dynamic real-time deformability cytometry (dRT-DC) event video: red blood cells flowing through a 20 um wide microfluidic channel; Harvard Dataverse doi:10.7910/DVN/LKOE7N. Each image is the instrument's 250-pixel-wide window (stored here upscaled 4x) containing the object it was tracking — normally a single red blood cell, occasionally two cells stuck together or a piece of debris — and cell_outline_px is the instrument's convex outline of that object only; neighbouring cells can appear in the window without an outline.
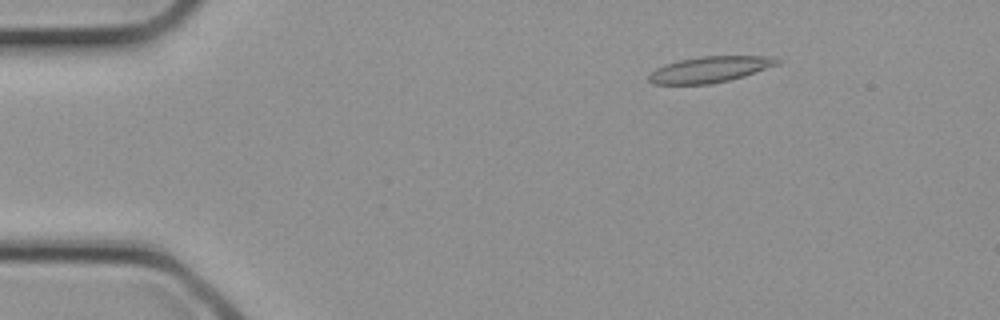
{"species": "common noctule bat (a hibernating species)", "species_latin": "Nyctalus noctula", "temperature_condition": "cold", "stored_images_in_passage": 20, "camera_frame_rate_fps": 3000, "um_per_image_px": 0.085, "animal": {"sex": "female", "body_mass_g": 21.9}, "frame": {"image": 1, "passage_image": 4, "time_ms": 1.0, "image_size_px": [1000, 320], "cell_outline_px": [[780, 64], [744, 76], [728, 80], [708, 84], [652, 84], [648, 80], [648, 72], [664, 64], [680, 60], [700, 56], [776, 56], [780, 60]], "centroid_in_image_um": [60.33, 5.89], "position_along_channel_um": 24.7, "area_um2": 19.59}}
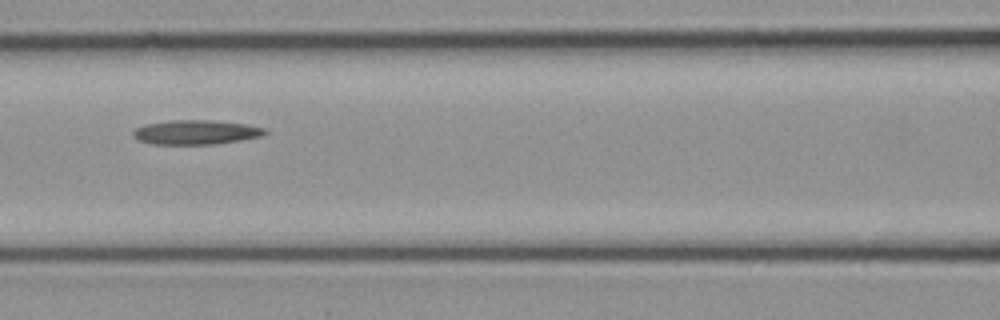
{"frame": {"image": 2, "passage_image": 13, "time_ms": 4.0, "image_size_px": [1000, 320], "cell_outline_px": [[268, 132], [264, 136], [216, 144], [152, 144], [136, 140], [132, 136], [132, 132], [136, 128], [144, 124], [172, 120], [208, 120], [244, 124], [264, 128]], "centroid_in_image_um": [16.61, 11.25], "position_along_channel_um": 150.0, "area_um2": 18.79}}
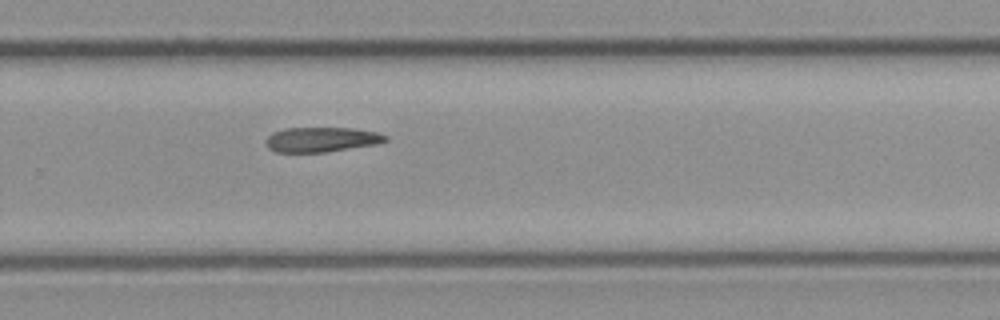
{"frame": {"image": 3, "passage_image": 20, "time_ms": 6.333, "image_size_px": [1000, 320], "cell_outline_px": [[388, 140], [376, 144], [324, 152], [276, 152], [268, 148], [264, 144], [264, 140], [272, 132], [284, 128], [352, 128], [376, 132], [388, 136]], "centroid_in_image_um": [27.27, 11.86], "position_along_channel_um": 302.5, "area_um2": 17.34}}